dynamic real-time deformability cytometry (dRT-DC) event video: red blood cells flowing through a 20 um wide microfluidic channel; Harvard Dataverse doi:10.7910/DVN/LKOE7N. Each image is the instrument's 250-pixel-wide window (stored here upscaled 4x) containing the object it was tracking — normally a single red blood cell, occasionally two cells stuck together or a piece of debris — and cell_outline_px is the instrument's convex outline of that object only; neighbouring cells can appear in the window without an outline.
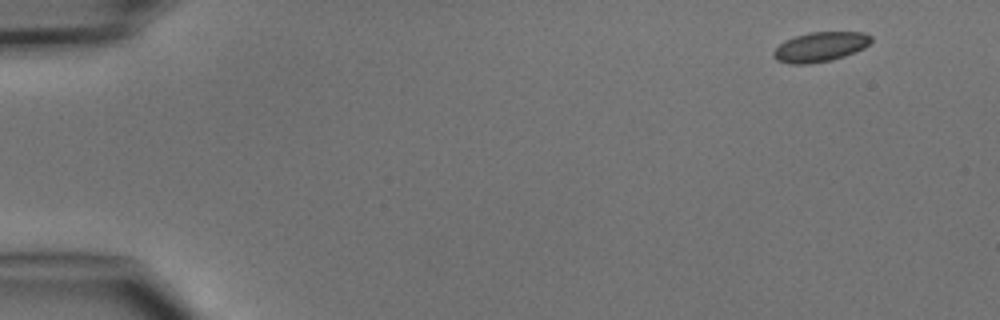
{"species": "common noctule bat (a hibernating species)", "species_latin": "Nyctalus noctula", "temperature_condition": "cold", "stored_images_in_passage": 4, "camera_frame_rate_fps": 3000, "um_per_image_px": 0.085, "animal": {"sex": "male", "body_mass_g": 15.6}, "frame": {"image": 1, "passage_image": 1, "time_ms": 0.0, "image_size_px": [1000, 320], "cell_outline_px": [[872, 40], [864, 48], [844, 56], [832, 60], [808, 64], [788, 64], [776, 60], [772, 56], [772, 52], [780, 44], [796, 36], [812, 32], [864, 32], [872, 36]], "centroid_in_image_um": [69.72, 3.99], "position_along_channel_um": 15.3, "area_um2": 16.82}}
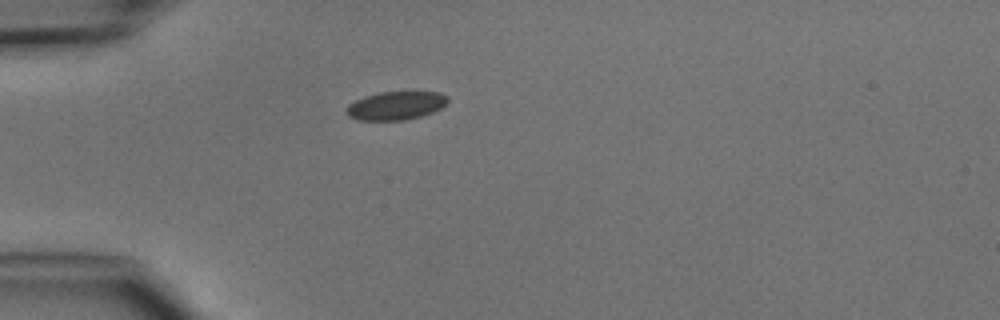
{"frame": {"image": 2, "passage_image": 3, "time_ms": 3.333, "image_size_px": [1000, 320], "cell_outline_px": [[448, 100], [440, 108], [432, 112], [420, 116], [404, 120], [356, 120], [348, 116], [348, 104], [364, 96], [380, 92], [440, 92], [448, 96]], "centroid_in_image_um": [33.64, 8.97], "position_along_channel_um": 51.4, "area_um2": 16.59}}